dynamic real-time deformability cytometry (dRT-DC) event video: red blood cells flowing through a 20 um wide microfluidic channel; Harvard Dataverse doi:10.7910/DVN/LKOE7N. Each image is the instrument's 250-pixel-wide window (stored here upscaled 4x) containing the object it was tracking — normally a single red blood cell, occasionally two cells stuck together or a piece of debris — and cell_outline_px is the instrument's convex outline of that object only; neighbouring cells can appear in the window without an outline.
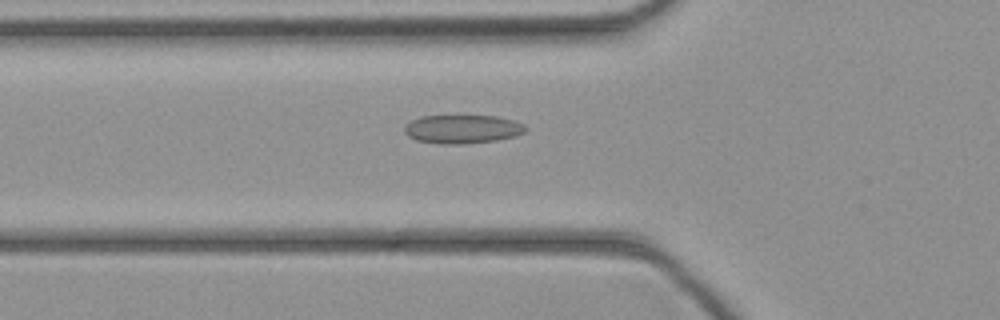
{"species": "common noctule bat (a hibernating species)", "species_latin": "Nyctalus noctula", "temperature_condition": "cold", "stored_images_in_passage": 44, "camera_frame_rate_fps": 3000, "um_per_image_px": 0.085, "animal": {"sex": "female", "body_mass_g": 21.9}, "frame": {"image": 1, "passage_image": 15, "time_ms": 4.667, "image_size_px": [1000, 320], "cell_outline_px": [[528, 128], [524, 132], [516, 136], [496, 140], [464, 144], [444, 144], [416, 140], [408, 136], [404, 132], [404, 124], [420, 116], [496, 116], [512, 120], [524, 124]], "centroid_in_image_um": [39.29, 10.97], "position_along_channel_um": 86.5, "area_um2": 20.23}}
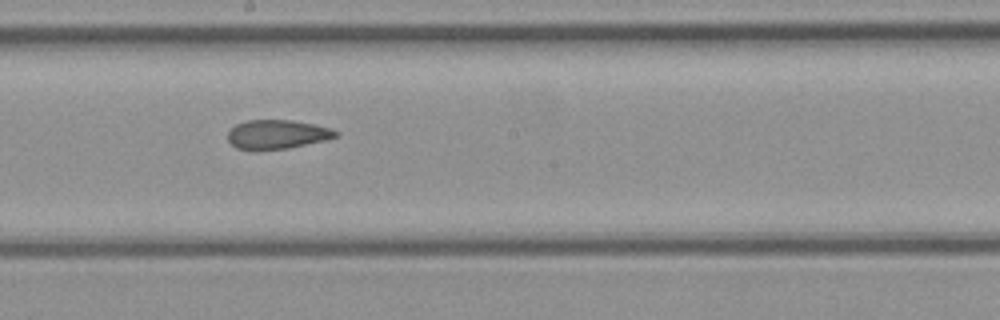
{"frame": {"image": 2, "passage_image": 24, "time_ms": 7.667, "image_size_px": [1000, 320], "cell_outline_px": [[340, 136], [328, 140], [288, 148], [256, 152], [252, 152], [236, 148], [228, 140], [228, 132], [236, 124], [244, 120], [292, 120], [316, 124], [332, 128], [340, 132]], "centroid_in_image_um": [23.58, 11.44], "position_along_channel_um": 224.6, "area_um2": 19.02}}
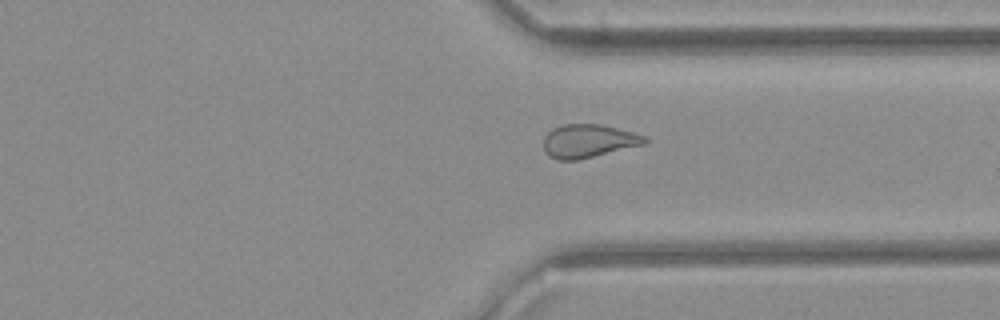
{"frame": {"image": 3, "passage_image": 33, "time_ms": 10.667, "image_size_px": [1000, 320], "cell_outline_px": [[648, 144], [576, 160], [556, 160], [548, 156], [544, 152], [544, 136], [552, 128], [564, 124], [600, 124], [648, 136]], "centroid_in_image_um": [50.03, 11.99], "position_along_channel_um": 361.4, "area_um2": 19.88}}